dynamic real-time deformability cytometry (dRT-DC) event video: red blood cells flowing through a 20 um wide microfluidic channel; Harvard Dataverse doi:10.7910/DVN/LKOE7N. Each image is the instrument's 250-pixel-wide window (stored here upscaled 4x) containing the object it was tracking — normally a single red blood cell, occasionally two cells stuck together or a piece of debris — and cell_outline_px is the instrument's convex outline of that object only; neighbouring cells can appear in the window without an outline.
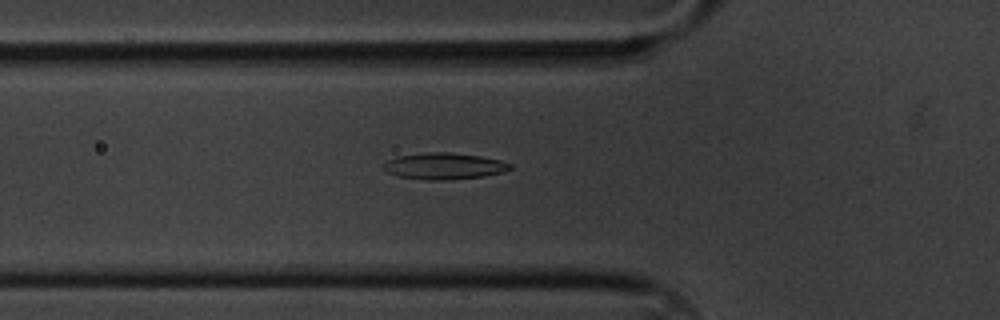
{"species": "common noctule bat (a hibernating species)", "species_latin": "Nyctalus noctula", "temperature_condition": "cold", "stored_images_in_passage": 59, "camera_frame_rate_fps": 3000, "um_per_image_px": 0.085, "animal": {"sex": "male", "body_mass_g": 20.1, "forearm_length_mm": 53.5}, "frame": {"image": 1, "passage_image": 20, "time_ms": 6.333, "image_size_px": [1000, 320], "cell_outline_px": [[512, 168], [504, 172], [484, 176], [444, 180], [424, 180], [400, 176], [388, 172], [380, 168], [380, 164], [396, 156], [424, 152], [448, 152], [480, 156], [500, 160], [512, 164]], "centroid_in_image_um": [37.71, 14.11], "position_along_channel_um": 88.1, "area_um2": 19.71}}
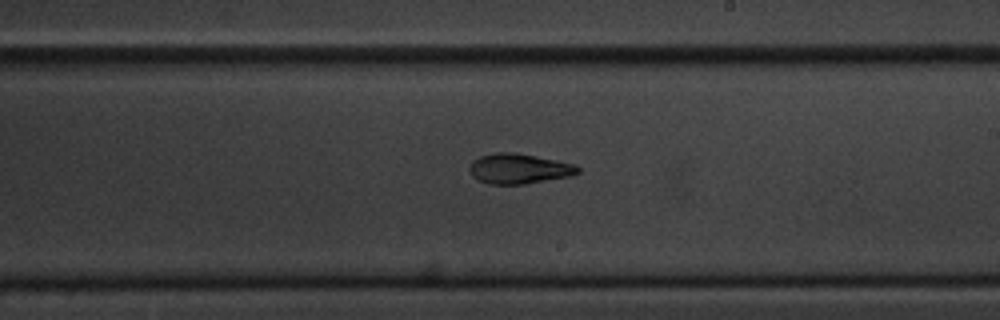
{"frame": {"image": 2, "passage_image": 34, "time_ms": 11.0, "image_size_px": [1000, 320], "cell_outline_px": [[580, 172], [572, 176], [524, 184], [488, 184], [476, 180], [472, 176], [468, 168], [472, 160], [480, 156], [492, 152], [516, 152], [536, 156], [572, 164], [580, 168]], "centroid_in_image_um": [44.06, 14.34], "position_along_channel_um": 244.9, "area_um2": 19.19}}
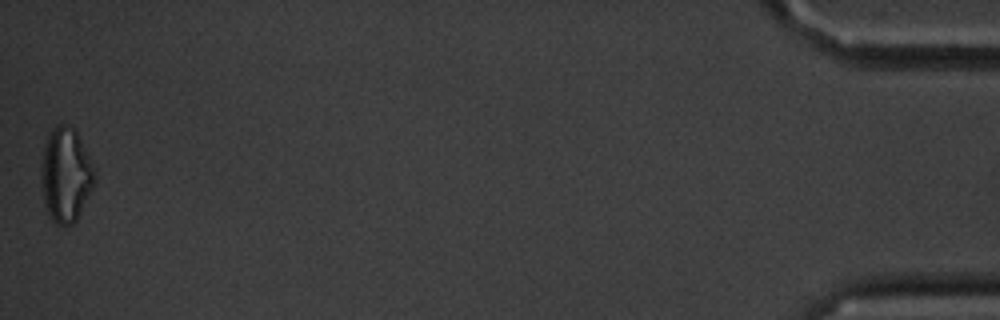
{"frame": {"image": 3, "passage_image": 59, "time_ms": 19.333, "image_size_px": [1000, 320], "cell_outline_px": [[96, 184], [76, 220], [72, 224], [56, 224], [52, 220], [44, 204], [40, 188], [40, 164], [44, 144], [48, 132], [52, 128], [60, 124], [64, 124], [72, 128], [76, 132], [96, 168]], "centroid_in_image_um": [5.58, 14.86], "position_along_channel_um": 429.6, "area_um2": 30.06}, "authors_computed_cell_mechanics": {"area_um2": 19.363, "velocity_mm_per_s": 3.3436, "shape_relaxation_time_tau1_ms": 3.07, "shape_relaxation_time_tau2_ms": 3.7069, "deformation_change_tau1": 0.1385, "deformation_change_tau2": 0.0855}}